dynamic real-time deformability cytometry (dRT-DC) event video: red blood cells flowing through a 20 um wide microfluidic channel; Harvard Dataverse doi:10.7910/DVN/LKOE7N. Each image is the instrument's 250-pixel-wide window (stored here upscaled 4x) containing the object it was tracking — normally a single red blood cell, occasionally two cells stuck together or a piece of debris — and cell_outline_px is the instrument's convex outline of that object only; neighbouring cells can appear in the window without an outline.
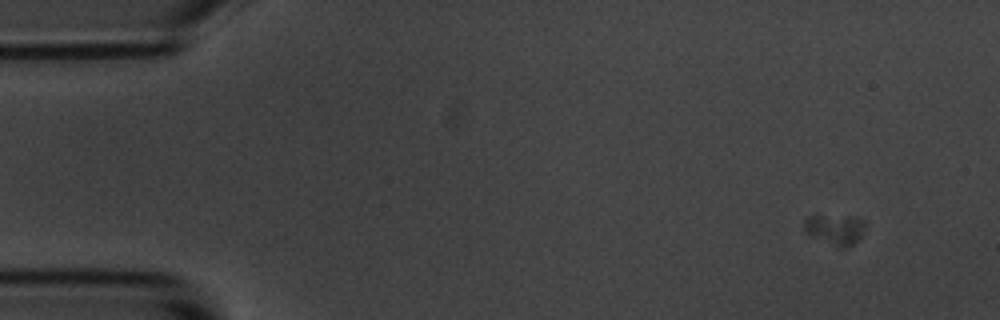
{"species": "common noctule bat (a hibernating species)", "species_latin": "Nyctalus noctula", "temperature_condition": "room temperature", "stored_images_in_passage": 5, "camera_frame_rate_fps": 3000, "um_per_image_px": 0.085, "animal": {"sex": "male", "body_mass_g": 20.1, "forearm_length_mm": 53.5}, "frame": {"image": 1, "passage_image": 1, "time_ms": 0.0, "image_size_px": [1000, 320], "cell_outline_px": [[864, 228], [860, 236], [852, 244], [844, 248], [812, 236], [804, 232], [804, 220], [808, 216], [848, 216], [864, 220]], "centroid_in_image_um": [70.95, 19.47], "position_along_channel_um": 14.0, "area_um2": 10.35}}